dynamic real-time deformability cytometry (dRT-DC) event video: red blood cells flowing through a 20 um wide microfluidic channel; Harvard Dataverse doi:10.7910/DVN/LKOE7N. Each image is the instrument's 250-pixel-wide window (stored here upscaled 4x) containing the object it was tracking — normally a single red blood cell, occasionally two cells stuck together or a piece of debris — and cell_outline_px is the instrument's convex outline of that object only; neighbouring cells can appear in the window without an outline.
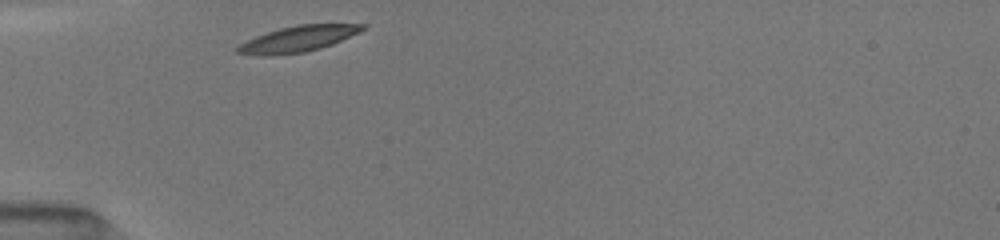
{"species": "common noctule bat (a hibernating species)", "species_latin": "Nyctalus noctula", "temperature_condition": "room temperature", "stored_images_in_passage": 29, "camera_frame_rate_fps": 3000, "um_per_image_px": 0.085, "animal": {"sex": "female", "body_mass_g": 19.5, "forearm_length_mm": 54.1}, "frame": {"image": 1, "passage_image": 1, "time_ms": 0.0, "image_size_px": [1000, 240], "cell_outline_px": [[368, 28], [360, 32], [332, 44], [320, 48], [304, 52], [272, 56], [260, 56], [236, 52], [236, 48], [240, 44], [256, 36], [280, 28], [300, 24], [368, 24]], "centroid_in_image_um": [25.37, 3.31], "position_along_channel_um": 59.6, "area_um2": 18.84}}
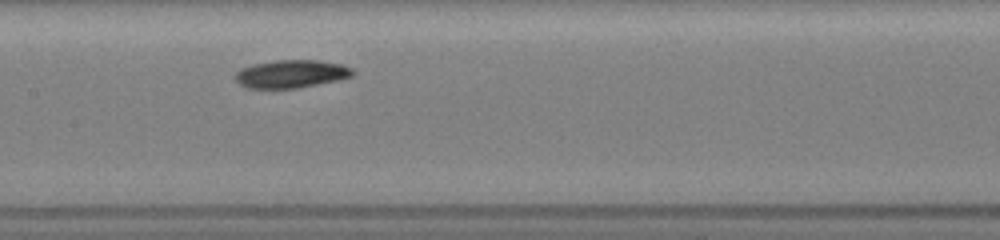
{"frame": {"image": 2, "passage_image": 11, "time_ms": 3.333, "image_size_px": [1000, 240], "cell_outline_px": [[356, 72], [352, 76], [336, 80], [296, 88], [248, 88], [240, 84], [232, 76], [240, 68], [252, 64], [276, 60], [320, 60], [340, 64], [352, 68]], "centroid_in_image_um": [24.72, 6.27], "position_along_channel_um": 182.7, "area_um2": 19.13}}
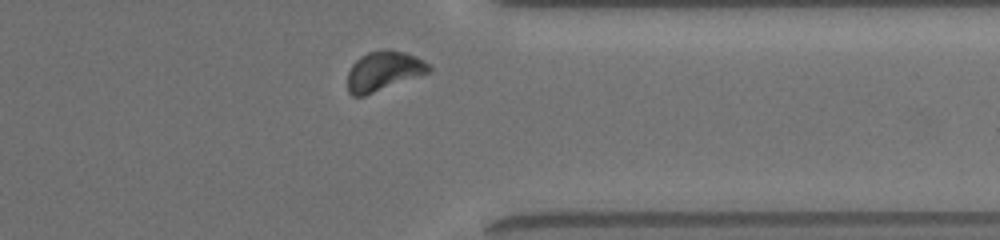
{"frame": {"image": 3, "passage_image": 26, "time_ms": 8.333, "image_size_px": [1000, 240], "cell_outline_px": [[432, 68], [428, 72], [420, 76], [364, 96], [352, 96], [348, 92], [348, 72], [352, 64], [360, 56], [368, 52], [388, 48], [404, 52], [416, 56], [432, 64]], "centroid_in_image_um": [32.62, 6.02], "position_along_channel_um": 378.8, "area_um2": 18.96}, "authors_computed_cell_mechanics": {"area_um2": 18.8428, "velocity_mm_per_s": 3.9692, "shape_relaxation_time_tau1_ms": 1.5366, "shape_relaxation_time_tau2_ms": null, "deformation_change_tau1": 0.0941, "deformation_change_tau2": null}}